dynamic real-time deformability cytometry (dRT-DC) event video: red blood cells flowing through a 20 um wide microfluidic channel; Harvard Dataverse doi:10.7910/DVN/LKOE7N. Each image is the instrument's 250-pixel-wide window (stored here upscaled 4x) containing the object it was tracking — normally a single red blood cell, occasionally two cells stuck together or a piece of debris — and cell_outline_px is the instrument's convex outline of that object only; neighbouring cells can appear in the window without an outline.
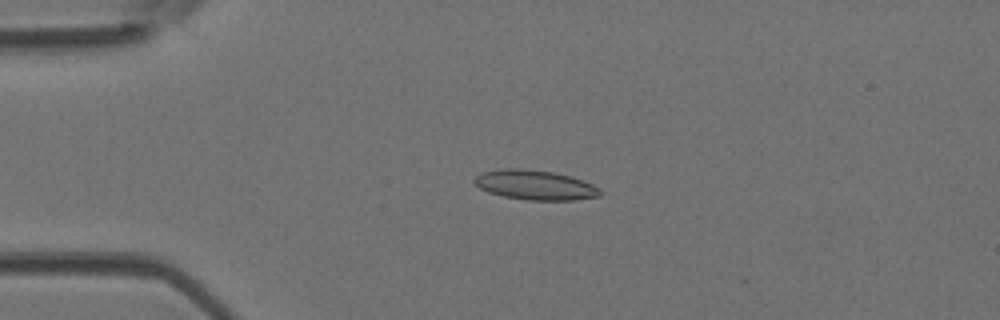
{"species": "Egyptian fruit bat (a non-hibernating species)", "species_latin": "Rousettus aegyptiacus", "temperature_condition": "room temperature", "stored_images_in_passage": 52, "camera_frame_rate_fps": 3000, "um_per_image_px": 0.085, "animal": {"sex": "female"}, "frame": {"image": 1, "passage_image": 12, "time_ms": 3.667, "image_size_px": [1000, 320], "cell_outline_px": [[600, 196], [576, 200], [528, 200], [504, 196], [488, 192], [480, 188], [472, 180], [476, 176], [484, 172], [504, 168], [516, 168], [552, 172], [572, 176], [592, 184], [600, 188]], "centroid_in_image_um": [45.5, 15.73], "position_along_channel_um": 39.5, "area_um2": 21.62}}
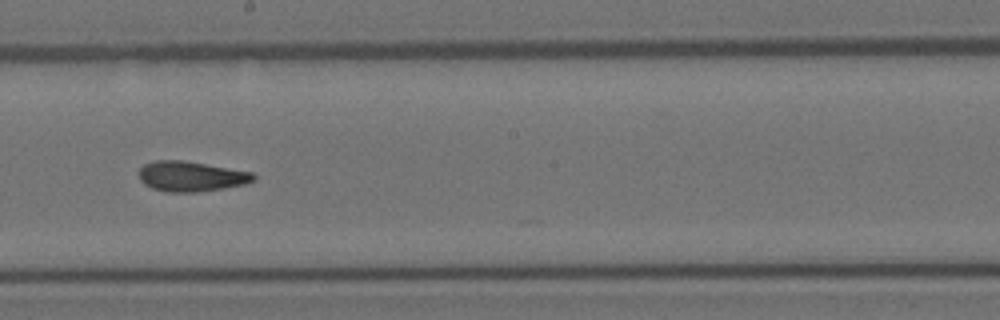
{"frame": {"image": 2, "passage_image": 29, "time_ms": 9.333, "image_size_px": [1000, 320], "cell_outline_px": [[256, 180], [244, 184], [196, 192], [164, 192], [152, 188], [144, 184], [140, 180], [140, 168], [144, 164], [156, 160], [184, 160], [252, 172], [256, 176]], "centroid_in_image_um": [16.23, 14.98], "position_along_channel_um": 232.0, "area_um2": 20.06}}
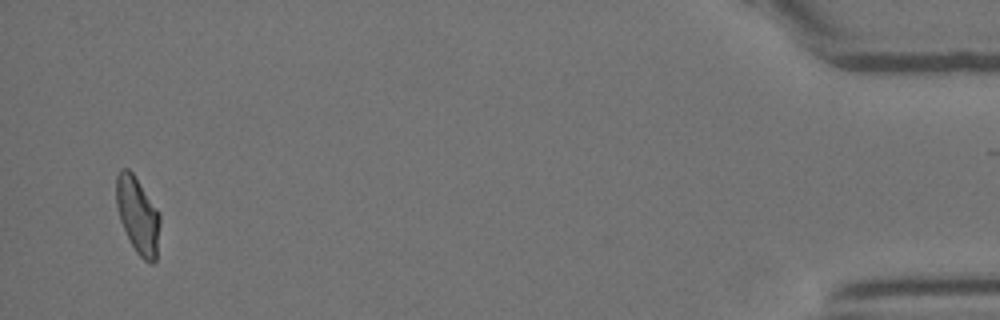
{"frame": {"image": 3, "passage_image": 50, "time_ms": 16.333, "image_size_px": [1000, 320], "cell_outline_px": [[160, 224], [156, 260], [152, 264], [144, 260], [136, 252], [120, 220], [116, 204], [116, 176], [120, 168], [128, 168], [132, 172], [156, 208], [160, 216]], "centroid_in_image_um": [11.7, 18.29], "position_along_channel_um": 423.5, "area_um2": 19.25}, "authors_computed_cell_mechanics": {"area_um2": 20.2589, "velocity_mm_per_s": 3.9259, "shape_relaxation_time_tau1_ms": 10.9742, "shape_relaxation_time_tau2_ms": 2.3214, "deformation_change_tau1": 0.2617, "deformation_change_tau2": 0.1061}}